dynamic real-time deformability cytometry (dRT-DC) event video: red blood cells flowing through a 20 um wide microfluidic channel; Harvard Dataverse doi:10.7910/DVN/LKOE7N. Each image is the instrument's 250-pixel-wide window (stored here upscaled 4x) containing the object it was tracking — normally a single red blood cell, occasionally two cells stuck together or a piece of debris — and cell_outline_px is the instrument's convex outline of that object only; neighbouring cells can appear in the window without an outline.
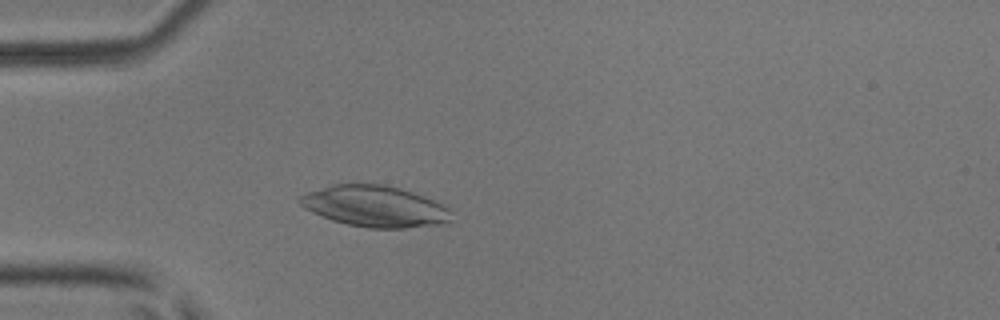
{"species": "common noctule bat (a hibernating species)", "species_latin": "Nyctalus noctula", "temperature_condition": "room temperature", "stored_images_in_passage": 50, "camera_frame_rate_fps": 3000, "um_per_image_px": 0.085, "animal": {"sex": "male", "body_mass_g": 17.9, "forearm_length_mm": 54.2}, "frame": {"image": 1, "passage_image": 13, "time_ms": 4.0, "image_size_px": [1000, 320], "cell_outline_px": [[452, 220], [440, 224], [404, 228], [368, 228], [348, 224], [332, 220], [312, 212], [304, 208], [296, 200], [304, 192], [332, 184], [384, 184], [400, 188], [424, 196], [444, 204], [448, 208]], "centroid_in_image_um": [31.83, 17.53], "position_along_channel_um": 53.2, "area_um2": 36.47}}
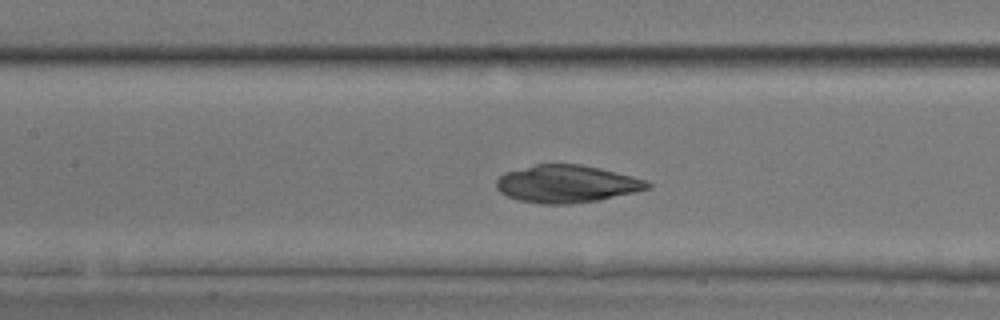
{"frame": {"image": 2, "passage_image": 22, "time_ms": 7.0, "image_size_px": [1000, 320], "cell_outline_px": [[652, 188], [636, 192], [600, 200], [568, 204], [540, 204], [520, 200], [508, 196], [500, 192], [496, 188], [496, 180], [504, 172], [536, 164], [580, 164], [632, 176], [644, 180], [652, 184]], "centroid_in_image_um": [48.17, 15.64], "position_along_channel_um": 159.2, "area_um2": 33.0}}
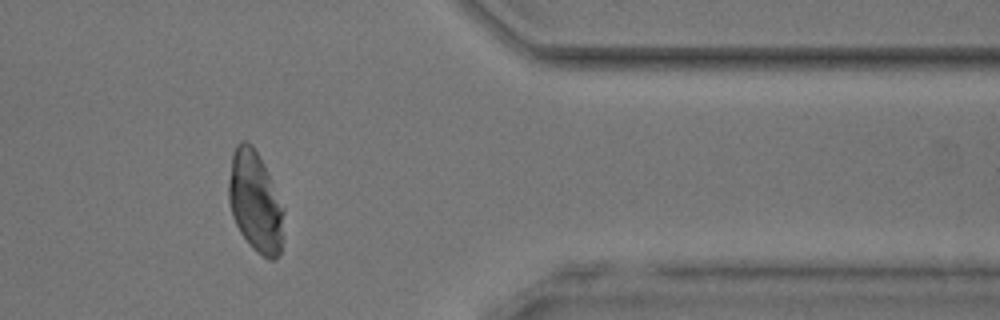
{"frame": {"image": 3, "passage_image": 41, "time_ms": 13.333, "image_size_px": [1000, 320], "cell_outline_px": [[284, 236], [280, 252], [272, 260], [268, 260], [252, 248], [240, 232], [232, 216], [228, 200], [228, 180], [232, 152], [236, 144], [240, 140], [248, 140], [252, 144], [284, 208]], "centroid_in_image_um": [21.68, 17.17], "position_along_channel_um": 389.7, "area_um2": 32.43}}